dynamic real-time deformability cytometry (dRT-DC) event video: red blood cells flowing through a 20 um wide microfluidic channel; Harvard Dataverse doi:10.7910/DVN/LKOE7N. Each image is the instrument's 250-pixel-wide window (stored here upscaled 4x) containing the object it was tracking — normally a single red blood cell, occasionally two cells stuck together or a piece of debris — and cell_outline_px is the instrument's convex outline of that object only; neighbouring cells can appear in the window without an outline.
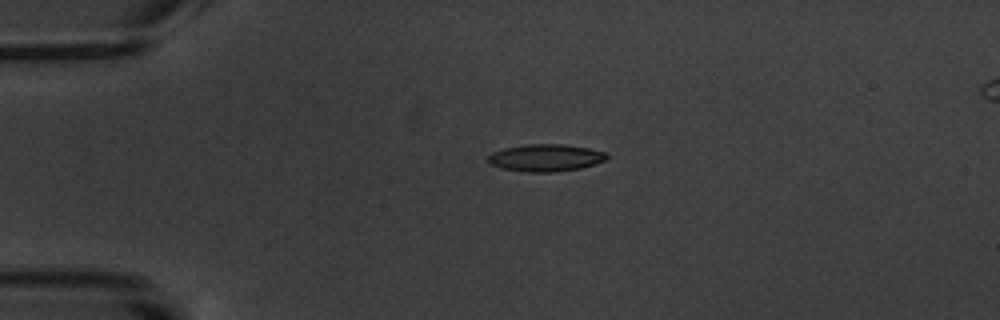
{"species": "common noctule bat (a hibernating species)", "species_latin": "Nyctalus noctula", "temperature_condition": "warm", "stored_images_in_passage": 7, "camera_frame_rate_fps": 3000, "um_per_image_px": 0.085, "animal": {"sex": "male", "body_mass_g": 20.1, "forearm_length_mm": 53.5}, "frame": {"image": 1, "passage_image": 4, "time_ms": 4.333, "image_size_px": [1000, 320], "cell_outline_px": [[608, 156], [604, 160], [580, 168], [552, 172], [528, 172], [500, 168], [488, 164], [488, 156], [492, 152], [504, 148], [524, 144], [564, 144], [588, 148], [604, 152]], "centroid_in_image_um": [46.31, 13.4], "position_along_channel_um": 38.7, "area_um2": 18.73}}
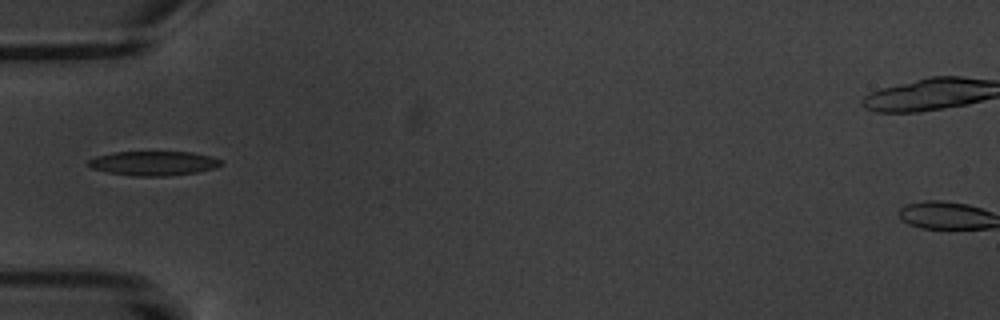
{"frame": {"image": 2, "passage_image": 6, "time_ms": 6.333, "image_size_px": [1000, 320], "cell_outline_px": [[224, 164], [216, 168], [196, 172], [164, 176], [132, 176], [108, 172], [92, 168], [88, 164], [88, 160], [96, 156], [112, 152], [192, 152], [224, 160]], "centroid_in_image_um": [13.08, 13.88], "position_along_channel_um": 71.9, "area_um2": 18.84}}